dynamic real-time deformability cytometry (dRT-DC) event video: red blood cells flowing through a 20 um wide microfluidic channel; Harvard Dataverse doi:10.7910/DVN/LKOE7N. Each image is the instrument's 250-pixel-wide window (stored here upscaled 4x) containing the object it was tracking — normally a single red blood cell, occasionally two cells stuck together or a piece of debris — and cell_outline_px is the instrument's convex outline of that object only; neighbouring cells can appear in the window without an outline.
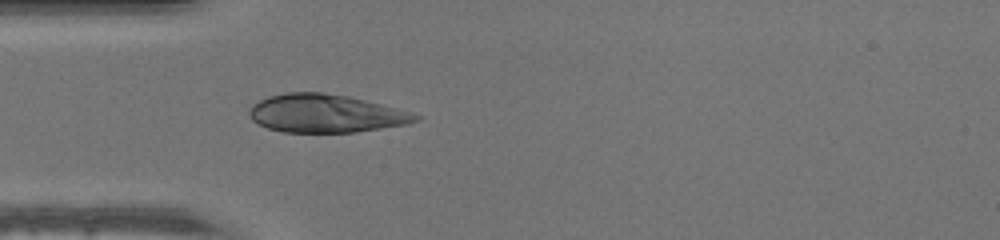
{"species": "human", "species_latin": "Homo sapiens", "temperature_condition": "warm", "stored_images_in_passage": 35, "camera_frame_rate_fps": 3000, "um_per_image_px": 0.085, "donor": {"sex": "male"}, "frame": {"image": 1, "passage_image": 1, "time_ms": 0.0, "image_size_px": [1000, 240], "cell_outline_px": [[424, 116], [420, 120], [408, 124], [356, 132], [284, 132], [268, 128], [252, 120], [248, 112], [252, 104], [268, 96], [288, 92], [324, 92], [348, 96], [396, 108]], "centroid_in_image_um": [27.69, 9.64], "position_along_channel_um": 57.3, "area_um2": 36.93}}
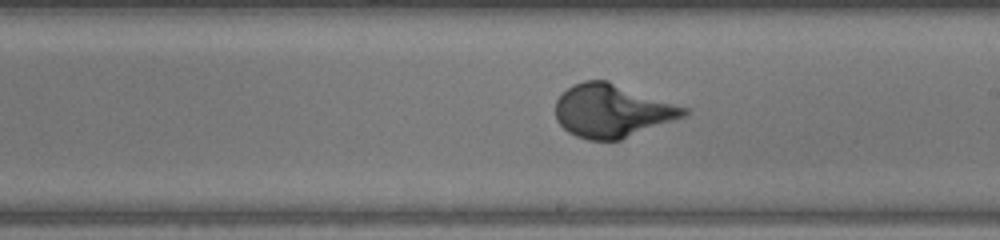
{"frame": {"image": 2, "passage_image": 14, "time_ms": 4.333, "image_size_px": [1000, 240], "cell_outline_px": [[688, 112], [684, 116], [620, 140], [588, 140], [576, 136], [568, 132], [556, 120], [556, 100], [572, 84], [584, 80], [604, 80], [688, 108]], "centroid_in_image_um": [51.99, 9.43], "position_along_channel_um": 237.0, "area_um2": 39.13}}
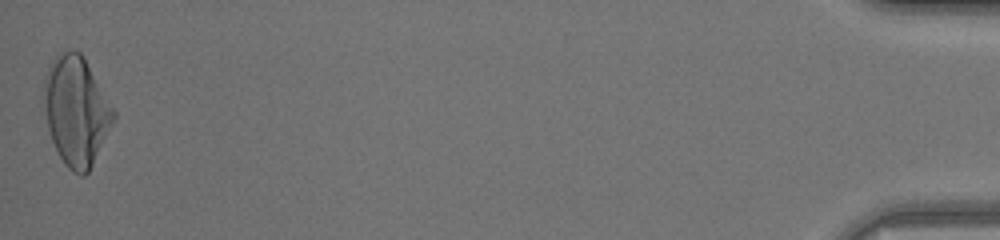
{"frame": {"image": 3, "passage_image": 35, "time_ms": 11.333, "image_size_px": [1000, 240], "cell_outline_px": [[116, 120], [88, 172], [84, 176], [80, 176], [72, 172], [64, 164], [52, 140], [48, 128], [44, 104], [44, 76], [48, 68], [56, 56], [60, 52], [80, 52], [84, 56], [116, 112]], "centroid_in_image_um": [6.5, 9.45], "position_along_channel_um": 428.7, "area_um2": 44.1}}